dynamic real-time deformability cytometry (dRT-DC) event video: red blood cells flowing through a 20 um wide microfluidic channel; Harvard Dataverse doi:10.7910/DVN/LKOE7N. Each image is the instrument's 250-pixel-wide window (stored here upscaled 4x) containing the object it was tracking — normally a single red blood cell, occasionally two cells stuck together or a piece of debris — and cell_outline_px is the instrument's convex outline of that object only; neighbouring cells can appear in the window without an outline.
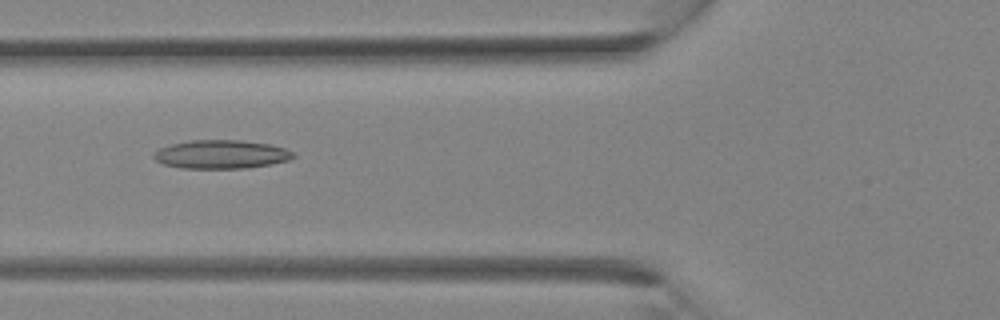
{"species": "Egyptian fruit bat (a non-hibernating species)", "species_latin": "Rousettus aegyptiacus", "temperature_condition": "room temperature", "stored_images_in_passage": 28, "camera_frame_rate_fps": 3000, "um_per_image_px": 0.085, "animal": {"sex": "female"}, "frame": {"image": 1, "passage_image": 8, "time_ms": 2.333, "image_size_px": [1000, 320], "cell_outline_px": [[296, 156], [288, 160], [272, 164], [248, 168], [184, 168], [164, 164], [156, 160], [152, 156], [160, 148], [172, 144], [192, 140], [240, 140], [272, 144], [284, 148], [292, 152]], "centroid_in_image_um": [18.84, 13.12], "position_along_channel_um": 107.0, "area_um2": 23.12}}
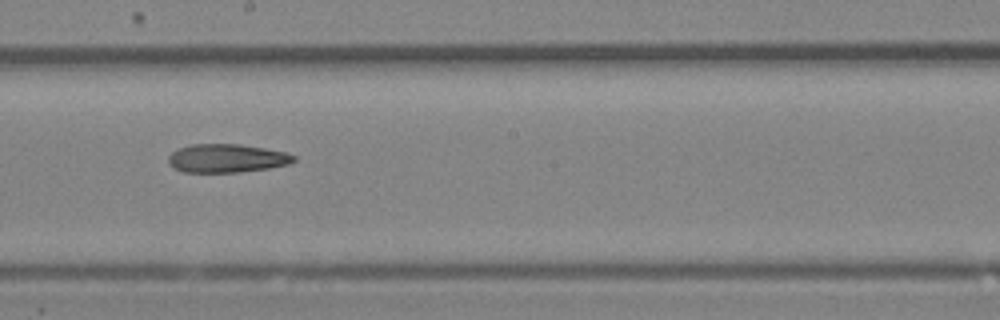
{"frame": {"image": 2, "passage_image": 14, "time_ms": 4.333, "image_size_px": [1000, 320], "cell_outline_px": [[296, 160], [288, 164], [268, 168], [240, 172], [184, 172], [172, 168], [168, 164], [168, 156], [172, 152], [180, 148], [192, 144], [240, 144], [288, 152], [296, 156]], "centroid_in_image_um": [19.27, 13.45], "position_along_channel_um": 228.9, "area_um2": 20.92}}
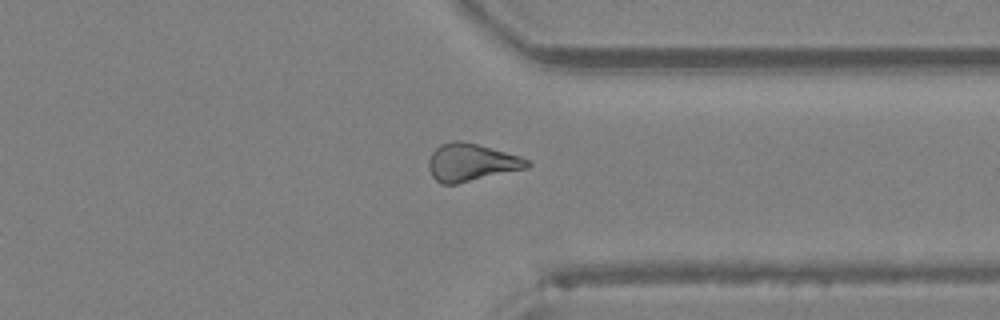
{"frame": {"image": 3, "passage_image": 21, "time_ms": 6.667, "image_size_px": [1000, 320], "cell_outline_px": [[532, 164], [524, 168], [456, 184], [440, 184], [432, 176], [428, 168], [428, 160], [432, 152], [440, 144], [452, 140], [460, 140], [476, 144], [520, 156], [528, 160]], "centroid_in_image_um": [39.99, 13.8], "position_along_channel_um": 371.4, "area_um2": 21.33}}